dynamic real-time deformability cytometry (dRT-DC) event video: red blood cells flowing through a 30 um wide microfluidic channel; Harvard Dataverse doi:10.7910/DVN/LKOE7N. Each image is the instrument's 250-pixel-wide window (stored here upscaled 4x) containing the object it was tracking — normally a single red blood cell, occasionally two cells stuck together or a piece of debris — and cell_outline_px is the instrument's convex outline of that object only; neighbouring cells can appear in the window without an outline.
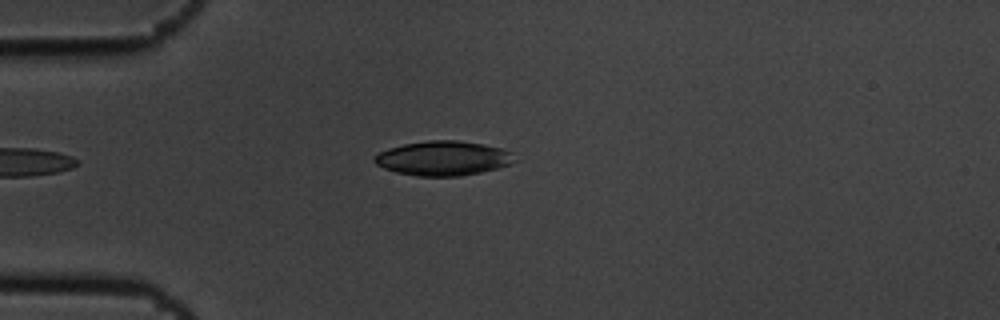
{"species": "common noctule bat (a hibernating species)", "species_latin": "Nyctalus noctula", "temperature_condition": "cold", "stored_images_in_passage": 4, "camera_frame_rate_fps": 3000, "um_per_image_px": 0.085, "animal": {"sex": "male", "body_mass_g": 19.5, "forearm_length_mm": 54.6}, "frame": {"image": 1, "passage_image": 4, "time_ms": 1.0, "image_size_px": [1000, 320], "cell_outline_px": [[520, 160], [512, 164], [480, 172], [460, 176], [416, 176], [396, 172], [384, 168], [376, 164], [372, 160], [372, 156], [388, 148], [404, 144], [428, 140], [456, 140], [480, 144], [500, 148], [512, 152]], "centroid_in_image_um": [37.68, 13.45], "position_along_channel_um": 47.3, "area_um2": 28.32}}